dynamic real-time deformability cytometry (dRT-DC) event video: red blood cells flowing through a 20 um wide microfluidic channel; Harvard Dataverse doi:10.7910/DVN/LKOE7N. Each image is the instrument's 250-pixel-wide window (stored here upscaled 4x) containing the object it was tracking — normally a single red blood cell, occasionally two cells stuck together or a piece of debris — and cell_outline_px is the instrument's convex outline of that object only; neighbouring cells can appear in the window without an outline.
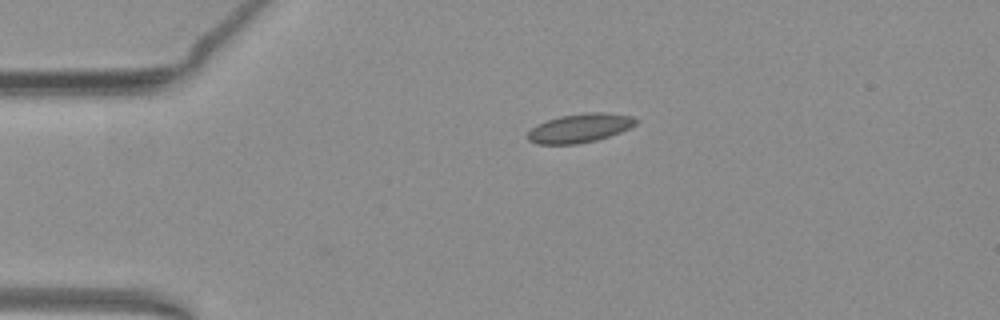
{"species": "common noctule bat (a hibernating species)", "species_latin": "Nyctalus noctula", "temperature_condition": "warm", "stored_images_in_passage": 2, "camera_frame_rate_fps": 3000, "um_per_image_px": 0.085, "animal": {"sex": "female", "body_mass_g": 19.3, "forearm_length_mm": 54.1}, "frame": {"image": 1, "passage_image": 2, "time_ms": 0.333, "image_size_px": [1000, 320], "cell_outline_px": [[636, 124], [620, 132], [596, 140], [576, 144], [536, 144], [528, 140], [528, 132], [536, 124], [560, 116], [588, 112], [604, 112], [632, 116], [636, 120]], "centroid_in_image_um": [49.26, 10.88], "position_along_channel_um": 35.7, "area_um2": 18.03}}